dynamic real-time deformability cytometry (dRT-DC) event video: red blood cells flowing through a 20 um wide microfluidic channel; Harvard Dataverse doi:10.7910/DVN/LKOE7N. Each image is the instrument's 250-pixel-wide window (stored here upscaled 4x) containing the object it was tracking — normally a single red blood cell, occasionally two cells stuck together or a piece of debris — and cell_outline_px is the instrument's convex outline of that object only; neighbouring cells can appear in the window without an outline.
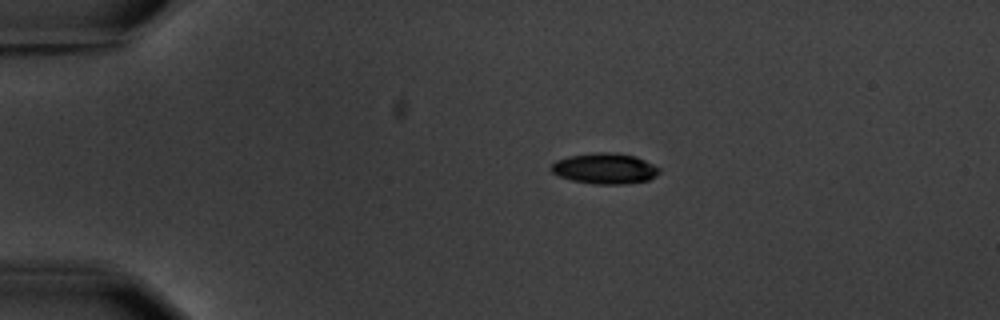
{"species": "common noctule bat (a hibernating species)", "species_latin": "Nyctalus noctula", "temperature_condition": "warm", "stored_images_in_passage": 8, "camera_frame_rate_fps": 3000, "um_per_image_px": 0.085, "animal": {"sex": "male", "body_mass_g": 20.1, "forearm_length_mm": 53.5}, "frame": {"image": 1, "passage_image": 3, "time_ms": 2.333, "image_size_px": [1000, 320], "cell_outline_px": [[660, 172], [656, 176], [648, 180], [624, 184], [596, 184], [572, 180], [560, 176], [552, 172], [548, 168], [556, 160], [568, 156], [596, 152], [616, 152], [636, 156], [660, 168]], "centroid_in_image_um": [51.41, 14.31], "position_along_channel_um": 33.6, "area_um2": 19.42}}
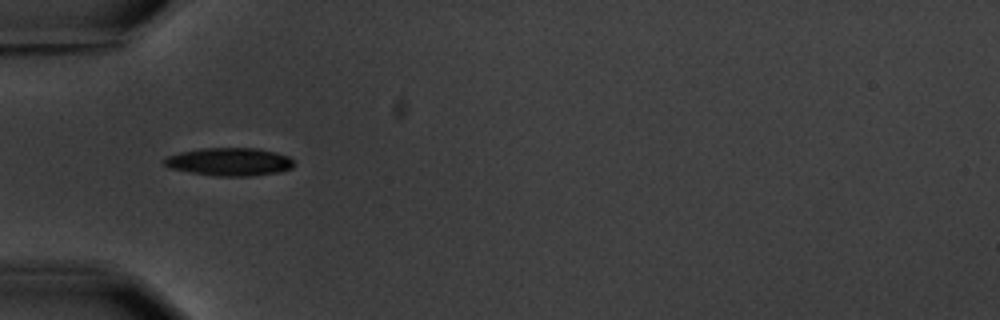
{"frame": {"image": 2, "passage_image": 5, "time_ms": 4.667, "image_size_px": [1000, 320], "cell_outline_px": [[292, 168], [276, 172], [252, 176], [216, 176], [192, 172], [172, 168], [164, 164], [160, 160], [168, 156], [180, 152], [200, 148], [256, 148], [276, 152], [288, 156], [292, 160]], "centroid_in_image_um": [19.48, 13.74], "position_along_channel_um": 65.5, "area_um2": 20.98}}